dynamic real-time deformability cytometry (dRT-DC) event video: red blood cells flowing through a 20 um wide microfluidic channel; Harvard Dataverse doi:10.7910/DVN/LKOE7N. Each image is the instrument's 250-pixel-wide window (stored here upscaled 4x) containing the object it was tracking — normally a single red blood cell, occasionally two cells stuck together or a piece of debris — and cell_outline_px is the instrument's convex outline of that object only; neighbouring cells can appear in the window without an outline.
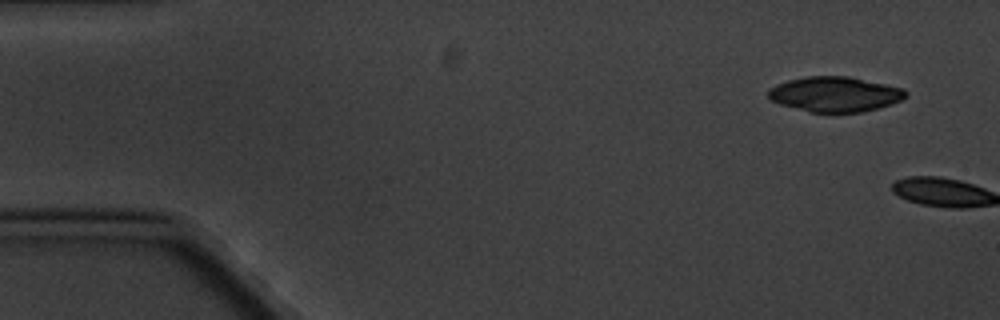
{"species": "common noctule bat (a hibernating species)", "species_latin": "Nyctalus noctula", "temperature_condition": "cold", "stored_images_in_passage": 2, "camera_frame_rate_fps": 3000, "um_per_image_px": 0.085, "animal": {"sex": "male", "body_mass_g": 20.1, "forearm_length_mm": 53.5}, "frame": {"image": 1, "passage_image": 1, "time_ms": 0.0, "image_size_px": [1000, 320], "cell_outline_px": [[908, 96], [900, 100], [876, 108], [860, 112], [808, 112], [780, 104], [772, 100], [768, 96], [768, 88], [776, 84], [788, 80], [808, 76], [848, 76], [904, 88], [908, 92]], "centroid_in_image_um": [70.95, 8.0], "position_along_channel_um": 14.1, "area_um2": 27.98}}